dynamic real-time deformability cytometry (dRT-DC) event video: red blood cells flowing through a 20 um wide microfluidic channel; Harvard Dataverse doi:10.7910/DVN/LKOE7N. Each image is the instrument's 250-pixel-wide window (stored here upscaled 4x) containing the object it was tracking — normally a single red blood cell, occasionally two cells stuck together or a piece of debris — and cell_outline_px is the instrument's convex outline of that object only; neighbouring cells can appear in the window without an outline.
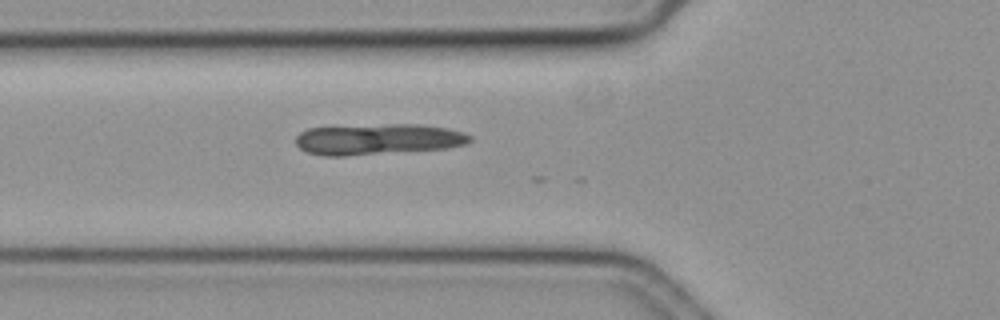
{"species": "common noctule bat (a hibernating species)", "species_latin": "Nyctalus noctula", "temperature_condition": "cold", "stored_images_in_passage": 7, "camera_frame_rate_fps": 3000, "um_per_image_px": 0.085, "animal": {"sex": "female", "body_mass_g": 19.3, "forearm_length_mm": 54.1}, "frame": {"image": 1, "passage_image": 2, "time_ms": 0.333, "image_size_px": [1000, 320], "cell_outline_px": [[472, 140], [468, 144], [448, 148], [344, 156], [324, 156], [308, 152], [300, 148], [296, 144], [296, 136], [300, 132], [308, 128], [392, 124], [416, 124], [448, 128], [464, 132], [472, 136]], "centroid_in_image_um": [32.17, 11.84], "position_along_channel_um": 93.6, "area_um2": 31.39}}
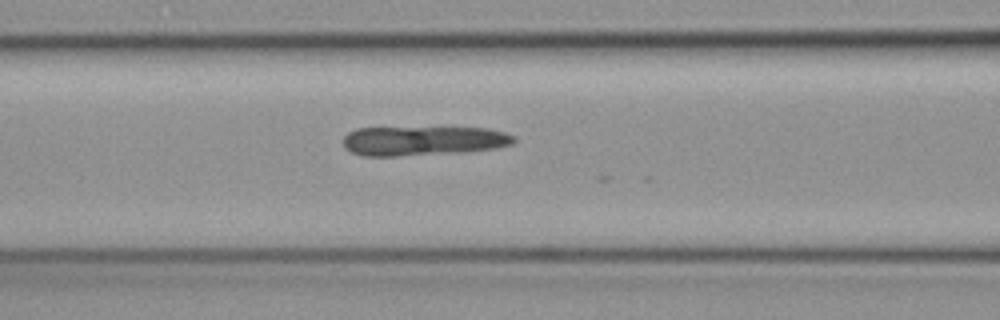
{"frame": {"image": 2, "passage_image": 5, "time_ms": 1.333, "image_size_px": [1000, 320], "cell_outline_px": [[516, 140], [512, 144], [496, 148], [468, 152], [396, 156], [364, 156], [352, 152], [344, 148], [344, 136], [348, 132], [356, 128], [488, 128], [504, 132], [516, 136]], "centroid_in_image_um": [35.99, 11.97], "position_along_channel_um": 130.6, "area_um2": 29.42}}